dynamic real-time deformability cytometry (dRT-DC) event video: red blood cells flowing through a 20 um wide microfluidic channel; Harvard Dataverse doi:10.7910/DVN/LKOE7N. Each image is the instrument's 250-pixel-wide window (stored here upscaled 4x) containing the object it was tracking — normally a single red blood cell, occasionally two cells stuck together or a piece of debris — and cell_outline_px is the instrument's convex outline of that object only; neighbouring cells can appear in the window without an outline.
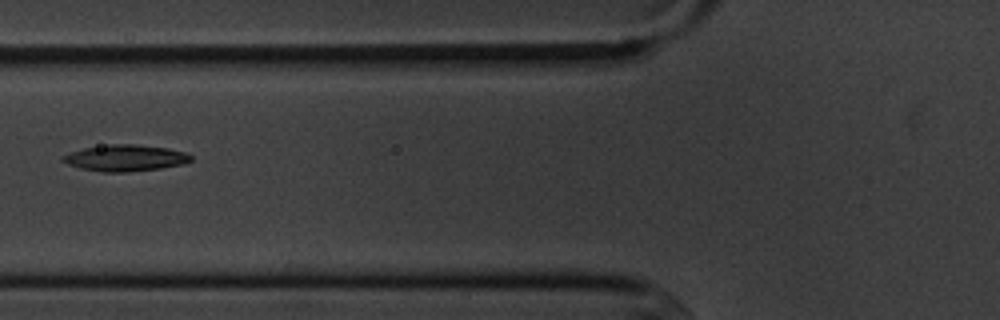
{"species": "common noctule bat (a hibernating species)", "species_latin": "Nyctalus noctula", "temperature_condition": "cold", "stored_images_in_passage": 9, "camera_frame_rate_fps": 3000, "um_per_image_px": 0.085, "animal": {"sex": "male", "body_mass_g": 20.1, "forearm_length_mm": 53.5}, "frame": {"image": 1, "passage_image": 6, "time_ms": 6.667, "image_size_px": [1000, 320], "cell_outline_px": [[192, 160], [184, 164], [160, 168], [128, 172], [104, 172], [80, 168], [68, 164], [60, 160], [60, 156], [84, 148], [108, 144], [136, 144], [168, 148], [184, 152], [192, 156]], "centroid_in_image_um": [10.64, 13.42], "position_along_channel_um": 115.2, "area_um2": 19.71}}
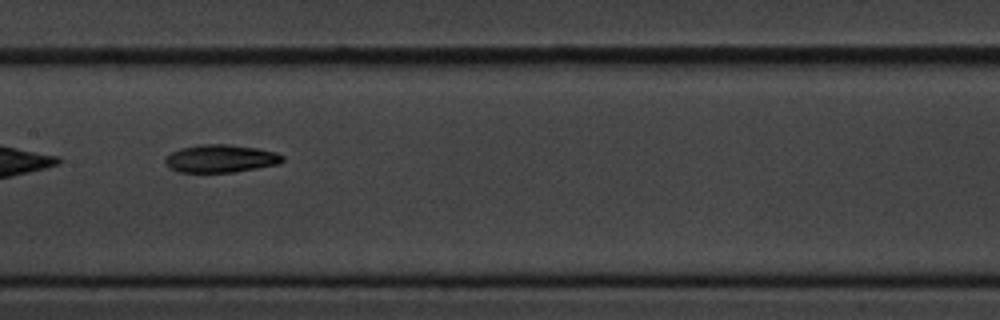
{"frame": {"image": 2, "passage_image": 8, "time_ms": 8.667, "image_size_px": [1000, 320], "cell_outline_px": [[284, 160], [280, 164], [232, 172], [180, 172], [164, 164], [164, 156], [180, 148], [200, 144], [232, 144], [260, 148], [276, 152], [284, 156]], "centroid_in_image_um": [18.77, 13.46], "position_along_channel_um": 188.6, "area_um2": 19.25}}
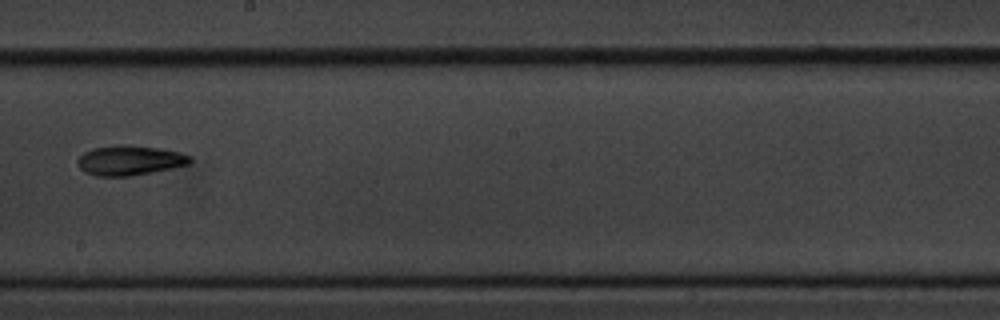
{"frame": {"image": 3, "passage_image": 9, "time_ms": 10.0, "image_size_px": [1000, 320], "cell_outline_px": [[192, 160], [188, 164], [172, 168], [152, 172], [128, 176], [96, 176], [84, 172], [80, 168], [76, 160], [84, 152], [92, 148], [116, 144], [120, 144], [156, 148], [180, 152], [192, 156]], "centroid_in_image_um": [11.0, 13.63], "position_along_channel_um": 237.2, "area_um2": 19.54}}